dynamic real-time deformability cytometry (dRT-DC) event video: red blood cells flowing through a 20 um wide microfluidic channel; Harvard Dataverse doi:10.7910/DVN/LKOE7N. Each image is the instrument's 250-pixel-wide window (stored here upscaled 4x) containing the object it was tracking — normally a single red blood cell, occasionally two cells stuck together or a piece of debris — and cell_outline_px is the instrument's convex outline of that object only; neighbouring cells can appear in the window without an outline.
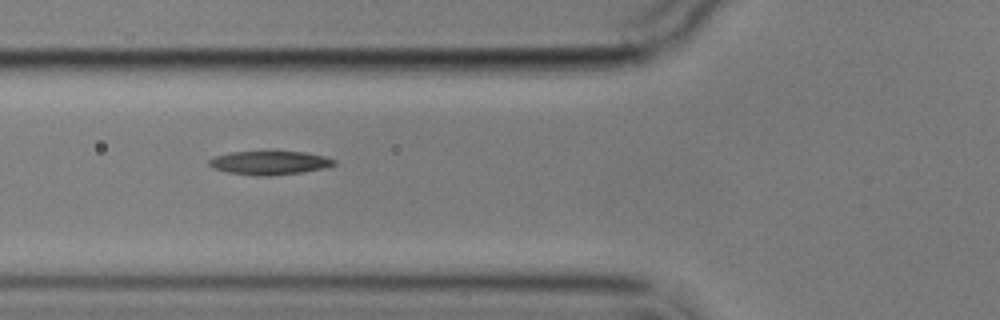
{"species": "common noctule bat (a hibernating species)", "species_latin": "Nyctalus noctula", "temperature_condition": "cold", "stored_images_in_passage": 6, "camera_frame_rate_fps": 3000, "um_per_image_px": 0.085, "animal": {"sex": "male", "body_mass_g": 17.9}, "frame": {"image": 1, "passage_image": 2, "time_ms": 1.0, "image_size_px": [1000, 320], "cell_outline_px": [[336, 164], [324, 168], [300, 172], [268, 176], [260, 176], [228, 172], [212, 168], [208, 164], [208, 160], [216, 156], [232, 152], [304, 152], [324, 156], [336, 160]], "centroid_in_image_um": [22.91, 13.84], "position_along_channel_um": 102.9, "area_um2": 16.99}}
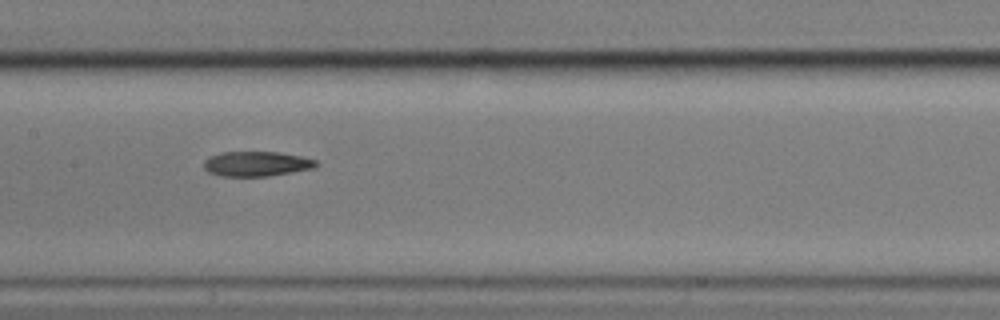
{"frame": {"image": 2, "passage_image": 4, "time_ms": 3.333, "image_size_px": [1000, 320], "cell_outline_px": [[320, 164], [316, 168], [268, 176], [220, 176], [208, 172], [204, 168], [204, 160], [208, 156], [220, 152], [280, 152], [300, 156], [316, 160]], "centroid_in_image_um": [21.81, 13.92], "position_along_channel_um": 185.6, "area_um2": 16.47}}
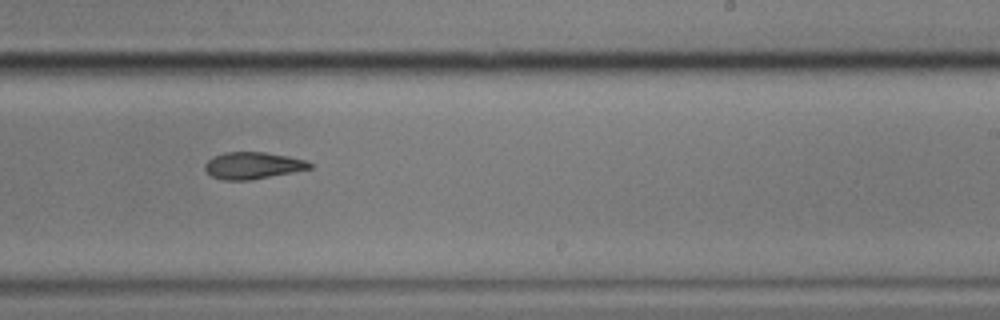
{"frame": {"image": 3, "passage_image": 6, "time_ms": 5.667, "image_size_px": [1000, 320], "cell_outline_px": [[312, 168], [292, 172], [248, 180], [224, 180], [212, 176], [204, 168], [204, 164], [212, 156], [224, 152], [264, 152], [288, 156], [308, 160], [312, 164]], "centroid_in_image_um": [21.48, 14.05], "position_along_channel_um": 267.5, "area_um2": 16.36}}